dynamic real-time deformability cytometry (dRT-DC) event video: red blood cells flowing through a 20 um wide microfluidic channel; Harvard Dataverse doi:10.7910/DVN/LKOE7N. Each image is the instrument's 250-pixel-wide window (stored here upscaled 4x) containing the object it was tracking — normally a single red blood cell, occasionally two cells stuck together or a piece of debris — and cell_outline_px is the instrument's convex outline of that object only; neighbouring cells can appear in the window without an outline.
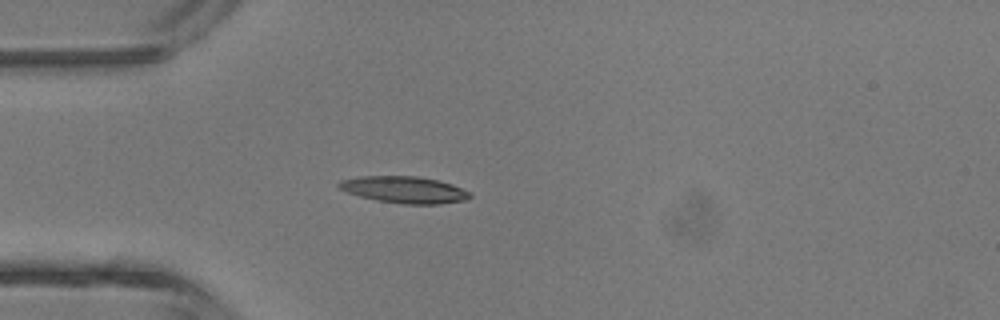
{"species": "common noctule bat (a hibernating species)", "species_latin": "Nyctalus noctula", "temperature_condition": "room temperature", "stored_images_in_passage": 3, "camera_frame_rate_fps": 3000, "um_per_image_px": 0.085, "animal": {"sex": "male", "body_mass_g": 13.3}, "frame": {"image": 1, "passage_image": 3, "time_ms": 3.333, "image_size_px": [1000, 320], "cell_outline_px": [[472, 196], [464, 200], [440, 204], [404, 204], [376, 200], [360, 196], [348, 192], [340, 188], [336, 184], [340, 180], [360, 176], [416, 176], [436, 180], [452, 184], [472, 192]], "centroid_in_image_um": [34.38, 16.12], "position_along_channel_um": 50.6, "area_um2": 20.35}}